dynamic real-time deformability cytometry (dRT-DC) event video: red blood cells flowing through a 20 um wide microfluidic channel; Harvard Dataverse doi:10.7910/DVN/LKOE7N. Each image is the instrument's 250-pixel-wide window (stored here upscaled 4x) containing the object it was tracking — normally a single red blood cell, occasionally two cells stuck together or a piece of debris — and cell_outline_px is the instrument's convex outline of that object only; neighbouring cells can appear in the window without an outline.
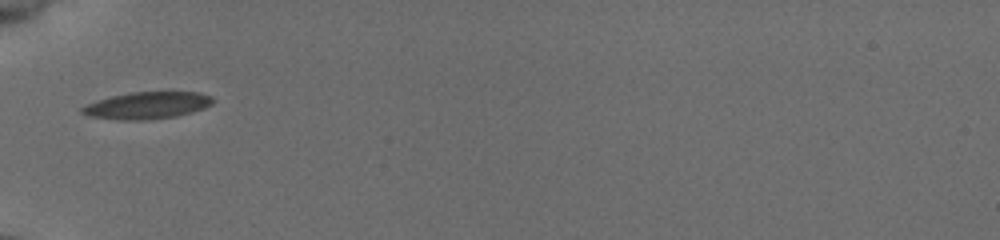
{"species": "common noctule bat (a hibernating species)", "species_latin": "Nyctalus noctula", "temperature_condition": "cold", "stored_images_in_passage": 35, "camera_frame_rate_fps": 3000, "um_per_image_px": 0.085, "animal": {"sex": "female", "body_mass_g": 19.5, "forearm_length_mm": 54.1}, "frame": {"image": 1, "passage_image": 1, "time_ms": 0.0, "image_size_px": [1000, 240], "cell_outline_px": [[212, 104], [204, 108], [192, 112], [176, 116], [144, 120], [120, 120], [88, 116], [80, 112], [80, 108], [96, 100], [112, 96], [132, 92], [200, 92], [212, 96]], "centroid_in_image_um": [12.49, 8.96], "position_along_channel_um": 72.5, "area_um2": 20.52}}
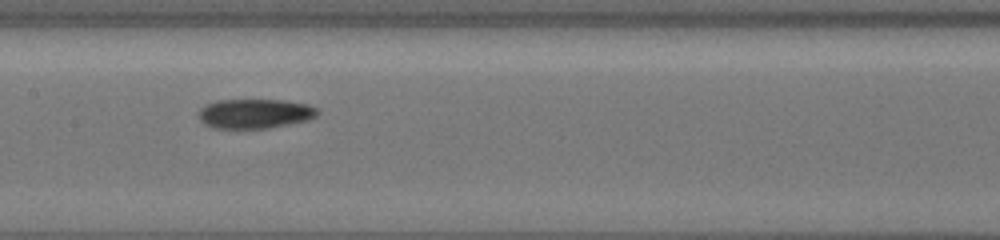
{"frame": {"image": 2, "passage_image": 10, "time_ms": 3.0, "image_size_px": [1000, 240], "cell_outline_px": [[320, 112], [316, 116], [308, 120], [268, 128], [212, 128], [204, 124], [200, 120], [196, 112], [204, 104], [216, 100], [284, 100], [308, 104], [316, 108]], "centroid_in_image_um": [21.62, 9.65], "position_along_channel_um": 185.8, "area_um2": 20.69}}
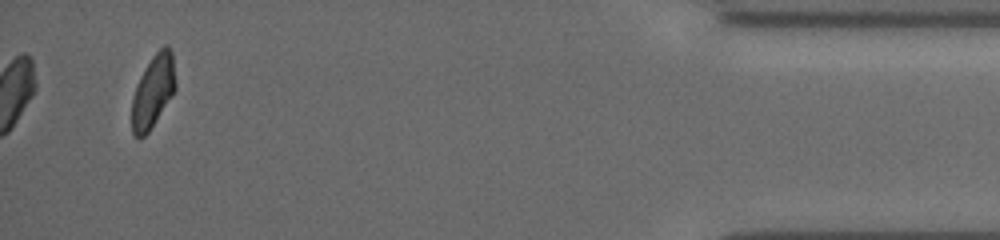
{"frame": {"image": 3, "passage_image": 33, "time_ms": 10.667, "image_size_px": [1000, 240], "cell_outline_px": [[176, 88], [148, 132], [140, 140], [132, 132], [132, 100], [136, 84], [140, 76], [152, 56], [164, 44], [168, 44], [172, 52], [176, 84]], "centroid_in_image_um": [13.0, 7.73], "position_along_channel_um": 422.2, "area_um2": 18.32}, "authors_computed_cell_mechanics": {"area_um2": 19.7098, "velocity_mm_per_s": 3.8616, "shape_relaxation_time_tau1_ms": null, "shape_relaxation_time_tau2_ms": 8.706, "deformation_change_tau1": null, "deformation_change_tau2": 0.1362}}